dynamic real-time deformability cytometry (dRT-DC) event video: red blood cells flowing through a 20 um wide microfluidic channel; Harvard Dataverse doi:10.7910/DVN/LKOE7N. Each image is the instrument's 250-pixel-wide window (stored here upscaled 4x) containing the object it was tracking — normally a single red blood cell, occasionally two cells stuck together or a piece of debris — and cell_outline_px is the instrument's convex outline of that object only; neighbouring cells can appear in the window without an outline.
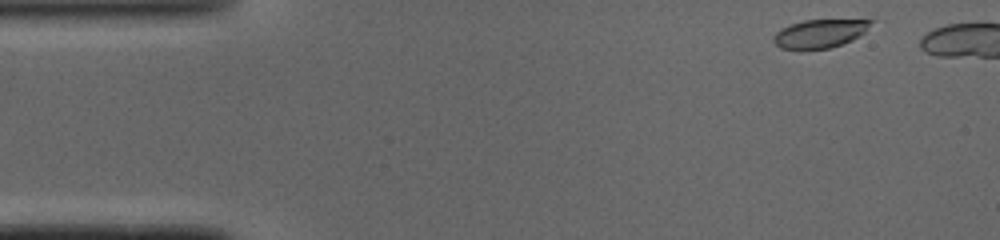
{"species": "common noctule bat (a hibernating species)", "species_latin": "Nyctalus noctula", "temperature_condition": "cold", "stored_images_in_passage": 38, "camera_frame_rate_fps": 3000, "um_per_image_px": 0.085, "animal": {"sex": "male", "body_mass_g": 19.0, "forearm_length_mm": 50.8}, "frame": {"image": 1, "passage_image": 2, "time_ms": 0.333, "image_size_px": [1000, 240], "cell_outline_px": [[876, 20], [864, 32], [852, 40], [828, 48], [800, 52], [780, 48], [772, 40], [772, 36], [776, 32], [792, 24], [804, 20]], "centroid_in_image_um": [69.63, 2.89], "position_along_channel_um": 15.4, "area_um2": 16.36}}
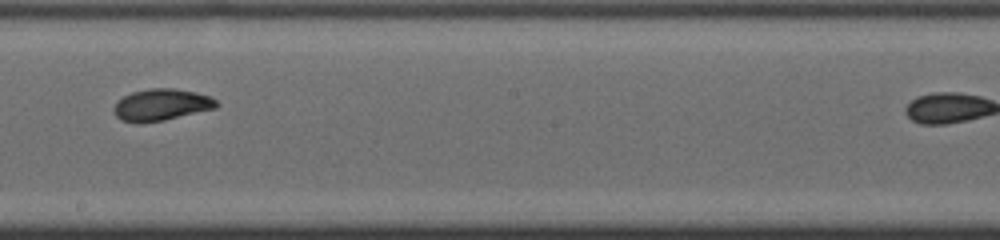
{"frame": {"image": 2, "passage_image": 25, "time_ms": 8.0, "image_size_px": [1000, 240], "cell_outline_px": [[220, 104], [216, 108], [164, 120], [136, 124], [120, 120], [116, 116], [112, 108], [124, 96], [132, 92], [148, 88], [172, 88], [196, 92], [208, 96], [216, 100]], "centroid_in_image_um": [13.7, 8.92], "position_along_channel_um": 234.5, "area_um2": 19.02}}
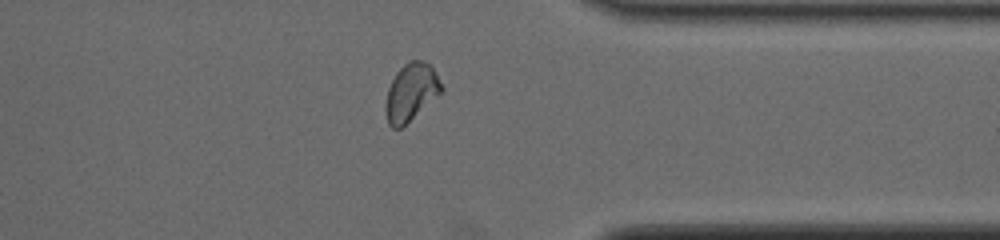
{"frame": {"image": 3, "passage_image": 36, "time_ms": 11.667, "image_size_px": [1000, 240], "cell_outline_px": [[444, 92], [400, 128], [392, 128], [388, 124], [384, 108], [388, 88], [396, 72], [408, 60], [424, 60], [432, 68], [444, 88]], "centroid_in_image_um": [34.94, 7.84], "position_along_channel_um": 376.5, "area_um2": 18.79}}